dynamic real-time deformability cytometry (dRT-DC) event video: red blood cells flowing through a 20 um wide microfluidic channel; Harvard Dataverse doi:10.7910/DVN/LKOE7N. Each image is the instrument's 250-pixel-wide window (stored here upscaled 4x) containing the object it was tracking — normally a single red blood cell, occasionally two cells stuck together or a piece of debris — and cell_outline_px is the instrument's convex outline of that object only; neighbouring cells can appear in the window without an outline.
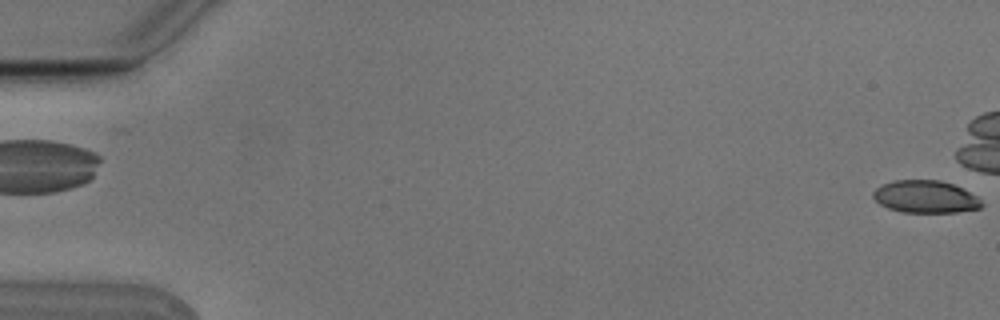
{"species": "Egyptian fruit bat (a non-hibernating species)", "species_latin": "Rousettus aegyptiacus", "temperature_condition": "cold", "stored_images_in_passage": 5, "camera_frame_rate_fps": 3000, "um_per_image_px": 0.085, "animal": {"sex": "male"}, "frame": {"image": 1, "passage_image": 5, "time_ms": 1.333, "image_size_px": [1000, 320], "cell_outline_px": [[984, 204], [980, 208], [956, 212], [900, 212], [888, 208], [880, 204], [872, 196], [872, 192], [880, 184], [892, 180], [940, 180], [952, 184], [976, 196]], "centroid_in_image_um": [78.61, 16.72], "position_along_channel_um": 6.4, "area_um2": 20.46}}